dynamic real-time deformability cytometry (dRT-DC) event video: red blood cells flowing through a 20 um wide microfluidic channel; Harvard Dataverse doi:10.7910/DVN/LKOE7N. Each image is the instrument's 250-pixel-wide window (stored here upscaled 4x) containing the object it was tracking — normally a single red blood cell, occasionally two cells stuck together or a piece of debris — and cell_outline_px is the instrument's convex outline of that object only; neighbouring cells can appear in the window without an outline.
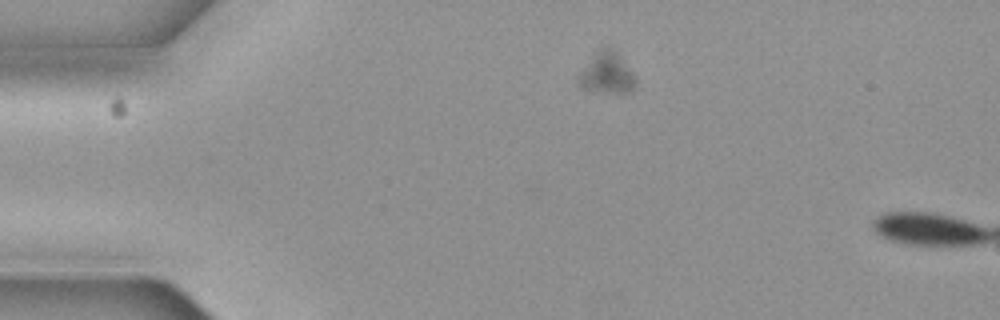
{"species": "common noctule bat (a hibernating species)", "species_latin": "Nyctalus noctula", "temperature_condition": "cold", "stored_images_in_passage": 3, "camera_frame_rate_fps": 3000, "um_per_image_px": 0.085, "animal": {"sex": "female", "body_mass_g": 19.3, "forearm_length_mm": 54.1}, "frame": {"image": 1, "passage_image": 3, "time_ms": 0.667, "image_size_px": [1000, 320], "cell_outline_px": [[636, 84], [628, 92], [588, 92], [580, 88], [576, 84], [576, 80], [580, 72], [596, 52], [604, 48], [612, 48], [620, 56], [632, 72], [636, 80]], "centroid_in_image_um": [51.53, 6.27], "position_along_channel_um": 33.5, "area_um2": 13.58}}